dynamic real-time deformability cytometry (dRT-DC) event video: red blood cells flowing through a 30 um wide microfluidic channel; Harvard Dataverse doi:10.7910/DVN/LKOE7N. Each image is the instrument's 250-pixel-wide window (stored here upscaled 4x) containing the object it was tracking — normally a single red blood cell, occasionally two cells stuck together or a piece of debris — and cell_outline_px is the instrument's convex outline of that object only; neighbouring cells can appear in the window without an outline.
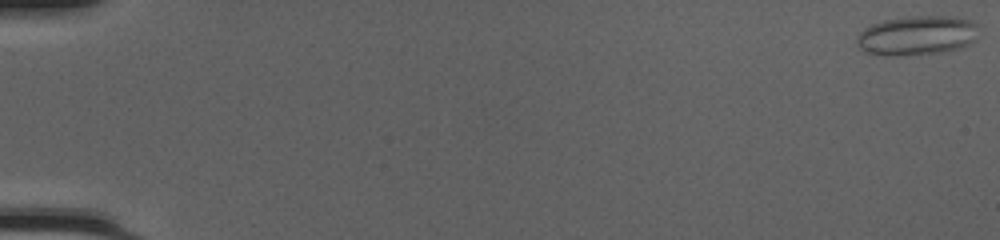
{"species": "common noctule bat (a hibernating species)", "species_latin": "Nyctalus noctula", "temperature_condition": "cold", "stored_images_in_passage": 50, "camera_frame_rate_fps": 3000, "um_per_image_px": 0.085, "animal": {"sex": "female", "body_mass_g": 20.0, "forearm_length_mm": 54.0}, "frame": {"image": 1, "passage_image": 1, "time_ms": 0.0, "image_size_px": [1000, 240], "cell_outline_px": [[976, 40], [968, 44], [956, 48], [940, 52], [900, 56], [884, 56], [864, 52], [856, 44], [856, 40], [860, 32], [864, 28], [872, 24], [884, 20], [908, 16], [940, 16], [968, 20], [976, 24]], "centroid_in_image_um": [77.86, 3.03], "position_along_channel_um": 7.1, "area_um2": 27.8}}
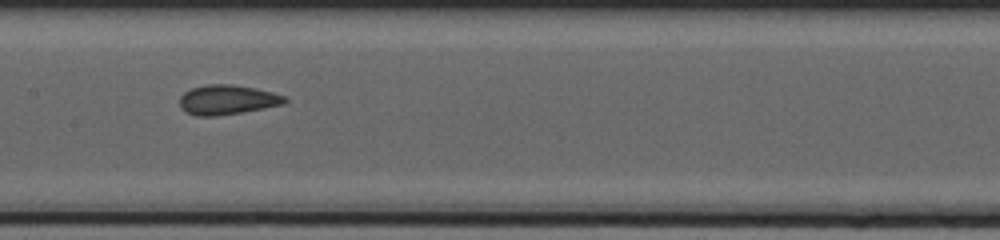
{"frame": {"image": 2, "passage_image": 27, "time_ms": 8.667, "image_size_px": [1000, 240], "cell_outline_px": [[288, 100], [284, 104], [264, 108], [216, 116], [196, 116], [180, 108], [180, 96], [184, 92], [192, 88], [208, 84], [232, 84], [256, 88], [272, 92], [284, 96]], "centroid_in_image_um": [19.31, 8.47], "position_along_channel_um": 188.1, "area_um2": 18.09}}
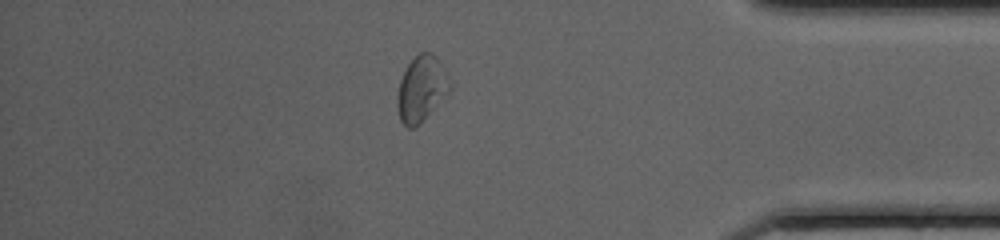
{"frame": {"image": 3, "passage_image": 44, "time_ms": 14.333, "image_size_px": [1000, 240], "cell_outline_px": [[452, 88], [412, 128], [408, 128], [400, 120], [396, 104], [396, 100], [400, 80], [408, 64], [420, 52], [432, 52], [436, 56], [452, 84]], "centroid_in_image_um": [35.8, 7.49], "position_along_channel_um": 399.4, "area_um2": 19.36}, "authors_computed_cell_mechanics": {"area_um2": 19.3919, "velocity_mm_per_s": 4.2115, "shape_relaxation_time_tau1_ms": 7.2343, "shape_relaxation_time_tau2_ms": 0.8345, "deformation_change_tau1": 0.1215, "deformation_change_tau2": 0.0554}}